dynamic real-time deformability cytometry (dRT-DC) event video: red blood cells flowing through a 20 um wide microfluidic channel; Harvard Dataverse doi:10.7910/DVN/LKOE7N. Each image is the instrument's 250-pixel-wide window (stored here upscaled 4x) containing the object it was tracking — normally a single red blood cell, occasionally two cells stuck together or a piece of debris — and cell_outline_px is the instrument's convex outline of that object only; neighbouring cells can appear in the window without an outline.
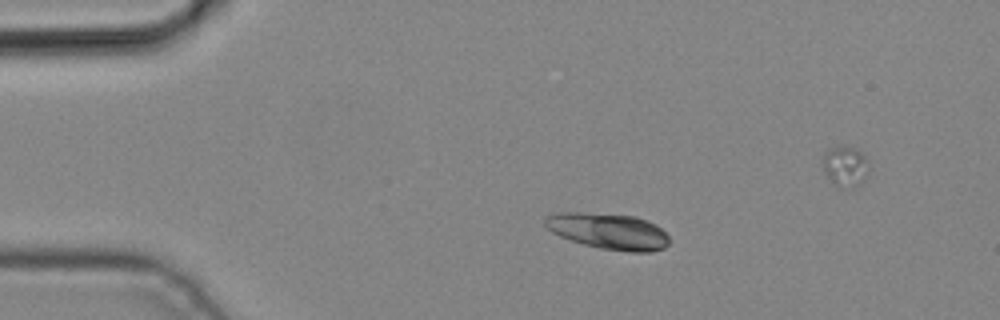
{"species": "common noctule bat (a hibernating species)", "species_latin": "Nyctalus noctula", "temperature_condition": "cold", "stored_images_in_passage": 4, "camera_frame_rate_fps": 3000, "um_per_image_px": 0.085, "animal": {"sex": "male", "body_mass_g": 19.2, "forearm_length_mm": 51.8}, "frame": {"image": 1, "passage_image": 2, "time_ms": 0.333, "image_size_px": [1000, 320], "cell_outline_px": [[668, 244], [664, 248], [652, 252], [628, 252], [600, 248], [584, 244], [560, 236], [552, 232], [544, 224], [544, 220], [548, 216], [560, 212], [580, 212], [636, 216], [656, 224], [668, 236]], "centroid_in_image_um": [51.74, 19.65], "position_along_channel_um": 33.3, "area_um2": 26.01}}